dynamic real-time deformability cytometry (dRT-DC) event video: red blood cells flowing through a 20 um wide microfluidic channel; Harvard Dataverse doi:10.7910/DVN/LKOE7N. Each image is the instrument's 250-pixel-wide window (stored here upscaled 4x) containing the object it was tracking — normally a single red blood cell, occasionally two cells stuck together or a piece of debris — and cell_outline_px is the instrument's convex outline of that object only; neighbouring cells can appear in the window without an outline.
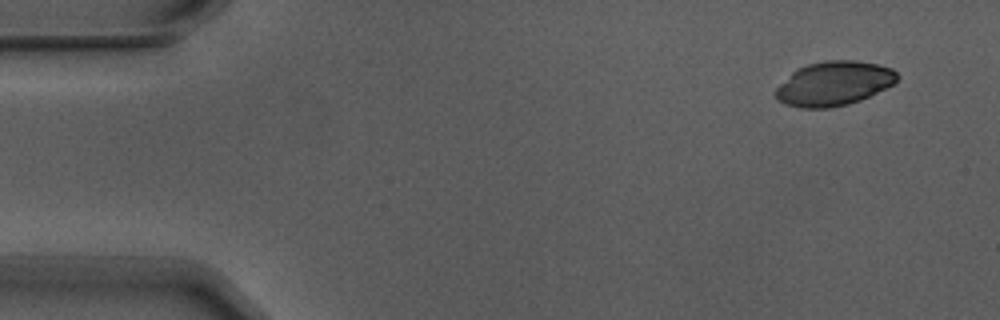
{"species": "Egyptian fruit bat (a non-hibernating species)", "species_latin": "Rousettus aegyptiacus", "temperature_condition": "warm", "stored_images_in_passage": 4, "camera_frame_rate_fps": 3000, "um_per_image_px": 0.085, "animal": {"sex": "male"}, "frame": {"image": 1, "passage_image": 1, "time_ms": 0.0, "image_size_px": [1000, 320], "cell_outline_px": [[900, 76], [892, 84], [860, 100], [848, 104], [828, 108], [800, 108], [784, 104], [776, 96], [776, 88], [792, 72], [808, 64], [824, 60], [856, 60], [880, 64], [892, 68]], "centroid_in_image_um": [70.89, 7.09], "position_along_channel_um": 14.1, "area_um2": 31.15}}
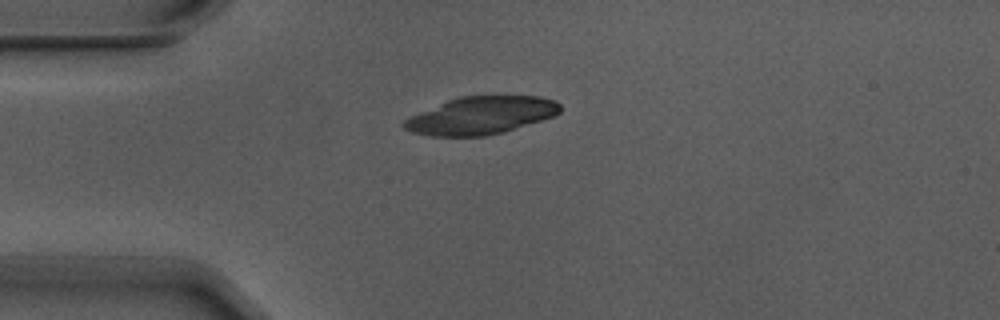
{"frame": {"image": 2, "passage_image": 3, "time_ms": 0.667, "image_size_px": [1000, 320], "cell_outline_px": [[560, 112], [552, 116], [504, 132], [484, 136], [432, 136], [412, 132], [404, 128], [400, 124], [404, 120], [412, 116], [448, 100], [460, 96], [540, 96], [556, 100], [560, 104]], "centroid_in_image_um": [40.89, 9.81], "position_along_channel_um": 44.1, "area_um2": 33.87}}